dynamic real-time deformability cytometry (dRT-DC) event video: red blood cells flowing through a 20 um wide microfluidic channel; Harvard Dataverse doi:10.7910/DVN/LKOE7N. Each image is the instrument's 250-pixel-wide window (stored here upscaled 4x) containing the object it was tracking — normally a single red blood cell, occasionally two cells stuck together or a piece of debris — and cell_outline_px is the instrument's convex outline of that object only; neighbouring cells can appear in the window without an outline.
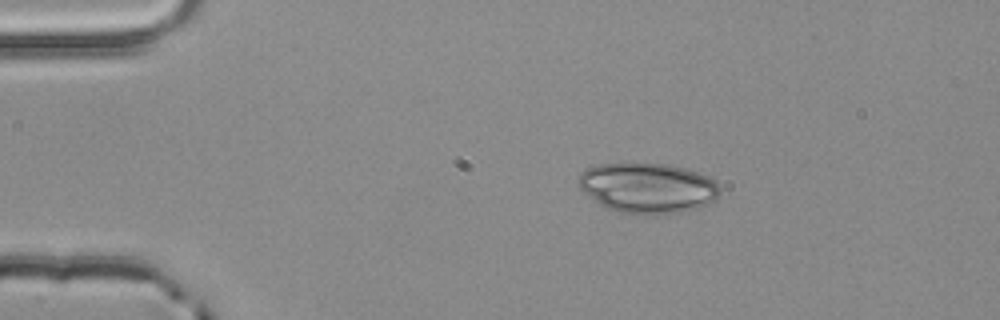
{"species": "common noctule bat (a hibernating species)", "species_latin": "Nyctalus noctula", "temperature_condition": "room temperature", "stored_images_in_passage": 2, "camera_frame_rate_fps": 3000, "um_per_image_px": 0.085, "animal": {"sex": "male", "body_mass_g": 20.4}, "frame": {"image": 1, "passage_image": 1, "time_ms": 0.0, "image_size_px": [1000, 320], "cell_outline_px": [[720, 196], [716, 200], [700, 208], [680, 212], [644, 216], [620, 212], [608, 208], [600, 204], [584, 192], [580, 188], [576, 180], [580, 172], [588, 168], [600, 164], [668, 164], [684, 168], [708, 176], [720, 184]], "centroid_in_image_um": [55.08, 16.0], "position_along_channel_um": 29.9, "area_um2": 41.73}}